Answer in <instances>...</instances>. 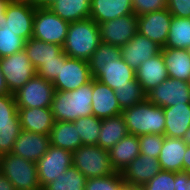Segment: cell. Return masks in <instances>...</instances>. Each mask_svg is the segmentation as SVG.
<instances>
[{
    "mask_svg": "<svg viewBox=\"0 0 190 190\" xmlns=\"http://www.w3.org/2000/svg\"><path fill=\"white\" fill-rule=\"evenodd\" d=\"M93 79L76 90L54 91L51 110L55 122H74L92 115Z\"/></svg>",
    "mask_w": 190,
    "mask_h": 190,
    "instance_id": "6da1fadb",
    "label": "cell"
},
{
    "mask_svg": "<svg viewBox=\"0 0 190 190\" xmlns=\"http://www.w3.org/2000/svg\"><path fill=\"white\" fill-rule=\"evenodd\" d=\"M102 43L98 24L91 18L69 22L63 52L70 58L88 61Z\"/></svg>",
    "mask_w": 190,
    "mask_h": 190,
    "instance_id": "7a4b0ae2",
    "label": "cell"
},
{
    "mask_svg": "<svg viewBox=\"0 0 190 190\" xmlns=\"http://www.w3.org/2000/svg\"><path fill=\"white\" fill-rule=\"evenodd\" d=\"M122 115L125 119L127 131L131 135H164L165 116L163 107L154 105L147 99L123 110Z\"/></svg>",
    "mask_w": 190,
    "mask_h": 190,
    "instance_id": "3957f363",
    "label": "cell"
},
{
    "mask_svg": "<svg viewBox=\"0 0 190 190\" xmlns=\"http://www.w3.org/2000/svg\"><path fill=\"white\" fill-rule=\"evenodd\" d=\"M0 173L16 190H42L38 181L37 164L13 153L0 156Z\"/></svg>",
    "mask_w": 190,
    "mask_h": 190,
    "instance_id": "277c9868",
    "label": "cell"
},
{
    "mask_svg": "<svg viewBox=\"0 0 190 190\" xmlns=\"http://www.w3.org/2000/svg\"><path fill=\"white\" fill-rule=\"evenodd\" d=\"M72 162L87 179L115 173L108 150L97 145H81L72 153Z\"/></svg>",
    "mask_w": 190,
    "mask_h": 190,
    "instance_id": "5b68a950",
    "label": "cell"
},
{
    "mask_svg": "<svg viewBox=\"0 0 190 190\" xmlns=\"http://www.w3.org/2000/svg\"><path fill=\"white\" fill-rule=\"evenodd\" d=\"M69 22L54 14L49 8L35 9L33 38L63 47Z\"/></svg>",
    "mask_w": 190,
    "mask_h": 190,
    "instance_id": "8992f818",
    "label": "cell"
},
{
    "mask_svg": "<svg viewBox=\"0 0 190 190\" xmlns=\"http://www.w3.org/2000/svg\"><path fill=\"white\" fill-rule=\"evenodd\" d=\"M14 94L0 96V156L11 153L21 131Z\"/></svg>",
    "mask_w": 190,
    "mask_h": 190,
    "instance_id": "52a82bcc",
    "label": "cell"
},
{
    "mask_svg": "<svg viewBox=\"0 0 190 190\" xmlns=\"http://www.w3.org/2000/svg\"><path fill=\"white\" fill-rule=\"evenodd\" d=\"M0 67L11 94L17 92L31 78L37 75V70L24 50L0 58Z\"/></svg>",
    "mask_w": 190,
    "mask_h": 190,
    "instance_id": "ba28073f",
    "label": "cell"
},
{
    "mask_svg": "<svg viewBox=\"0 0 190 190\" xmlns=\"http://www.w3.org/2000/svg\"><path fill=\"white\" fill-rule=\"evenodd\" d=\"M92 79L88 61L70 58L65 54L61 58L59 75L52 84L55 91L69 92L87 84Z\"/></svg>",
    "mask_w": 190,
    "mask_h": 190,
    "instance_id": "9c48e42d",
    "label": "cell"
},
{
    "mask_svg": "<svg viewBox=\"0 0 190 190\" xmlns=\"http://www.w3.org/2000/svg\"><path fill=\"white\" fill-rule=\"evenodd\" d=\"M54 91L52 82L36 75L14 93L17 108H51Z\"/></svg>",
    "mask_w": 190,
    "mask_h": 190,
    "instance_id": "30bf717a",
    "label": "cell"
},
{
    "mask_svg": "<svg viewBox=\"0 0 190 190\" xmlns=\"http://www.w3.org/2000/svg\"><path fill=\"white\" fill-rule=\"evenodd\" d=\"M146 99L163 108L190 105V87L187 81L168 78L149 91Z\"/></svg>",
    "mask_w": 190,
    "mask_h": 190,
    "instance_id": "8fae6325",
    "label": "cell"
},
{
    "mask_svg": "<svg viewBox=\"0 0 190 190\" xmlns=\"http://www.w3.org/2000/svg\"><path fill=\"white\" fill-rule=\"evenodd\" d=\"M38 181L43 188L55 181L73 165L72 152L50 145L47 152L37 161Z\"/></svg>",
    "mask_w": 190,
    "mask_h": 190,
    "instance_id": "7c38bea8",
    "label": "cell"
},
{
    "mask_svg": "<svg viewBox=\"0 0 190 190\" xmlns=\"http://www.w3.org/2000/svg\"><path fill=\"white\" fill-rule=\"evenodd\" d=\"M88 64L93 79L112 90L129 85V82L136 78V72L121 57L113 62Z\"/></svg>",
    "mask_w": 190,
    "mask_h": 190,
    "instance_id": "4fadbf2b",
    "label": "cell"
},
{
    "mask_svg": "<svg viewBox=\"0 0 190 190\" xmlns=\"http://www.w3.org/2000/svg\"><path fill=\"white\" fill-rule=\"evenodd\" d=\"M35 9L36 6L30 3L10 1L6 7V18L0 25V29H10L28 41L33 36Z\"/></svg>",
    "mask_w": 190,
    "mask_h": 190,
    "instance_id": "5bb4252c",
    "label": "cell"
},
{
    "mask_svg": "<svg viewBox=\"0 0 190 190\" xmlns=\"http://www.w3.org/2000/svg\"><path fill=\"white\" fill-rule=\"evenodd\" d=\"M134 13L98 24L102 43L125 46L138 32Z\"/></svg>",
    "mask_w": 190,
    "mask_h": 190,
    "instance_id": "9a60e30c",
    "label": "cell"
},
{
    "mask_svg": "<svg viewBox=\"0 0 190 190\" xmlns=\"http://www.w3.org/2000/svg\"><path fill=\"white\" fill-rule=\"evenodd\" d=\"M171 19L172 14L167 8L138 16V33L164 48L169 35Z\"/></svg>",
    "mask_w": 190,
    "mask_h": 190,
    "instance_id": "2e32d148",
    "label": "cell"
},
{
    "mask_svg": "<svg viewBox=\"0 0 190 190\" xmlns=\"http://www.w3.org/2000/svg\"><path fill=\"white\" fill-rule=\"evenodd\" d=\"M161 170L157 158L140 154L121 171V175L125 184L141 188Z\"/></svg>",
    "mask_w": 190,
    "mask_h": 190,
    "instance_id": "e0dca14e",
    "label": "cell"
},
{
    "mask_svg": "<svg viewBox=\"0 0 190 190\" xmlns=\"http://www.w3.org/2000/svg\"><path fill=\"white\" fill-rule=\"evenodd\" d=\"M160 52L159 45L137 32L125 46L121 47V58L136 72L143 62Z\"/></svg>",
    "mask_w": 190,
    "mask_h": 190,
    "instance_id": "ac0fdd59",
    "label": "cell"
},
{
    "mask_svg": "<svg viewBox=\"0 0 190 190\" xmlns=\"http://www.w3.org/2000/svg\"><path fill=\"white\" fill-rule=\"evenodd\" d=\"M50 145V135L21 130L11 153L37 163Z\"/></svg>",
    "mask_w": 190,
    "mask_h": 190,
    "instance_id": "d6986e66",
    "label": "cell"
},
{
    "mask_svg": "<svg viewBox=\"0 0 190 190\" xmlns=\"http://www.w3.org/2000/svg\"><path fill=\"white\" fill-rule=\"evenodd\" d=\"M122 114L115 92L93 79L92 115L104 119Z\"/></svg>",
    "mask_w": 190,
    "mask_h": 190,
    "instance_id": "ffe728a7",
    "label": "cell"
},
{
    "mask_svg": "<svg viewBox=\"0 0 190 190\" xmlns=\"http://www.w3.org/2000/svg\"><path fill=\"white\" fill-rule=\"evenodd\" d=\"M168 78L167 67L161 52L143 62L136 70V80L145 94Z\"/></svg>",
    "mask_w": 190,
    "mask_h": 190,
    "instance_id": "44dd1931",
    "label": "cell"
},
{
    "mask_svg": "<svg viewBox=\"0 0 190 190\" xmlns=\"http://www.w3.org/2000/svg\"><path fill=\"white\" fill-rule=\"evenodd\" d=\"M21 129L50 135L55 120L51 108H18Z\"/></svg>",
    "mask_w": 190,
    "mask_h": 190,
    "instance_id": "7402d4cb",
    "label": "cell"
},
{
    "mask_svg": "<svg viewBox=\"0 0 190 190\" xmlns=\"http://www.w3.org/2000/svg\"><path fill=\"white\" fill-rule=\"evenodd\" d=\"M133 13L129 0H91L90 17L97 24Z\"/></svg>",
    "mask_w": 190,
    "mask_h": 190,
    "instance_id": "603a6c76",
    "label": "cell"
},
{
    "mask_svg": "<svg viewBox=\"0 0 190 190\" xmlns=\"http://www.w3.org/2000/svg\"><path fill=\"white\" fill-rule=\"evenodd\" d=\"M24 51L36 70L46 62L60 61L65 55L62 46L47 43L33 37L25 41Z\"/></svg>",
    "mask_w": 190,
    "mask_h": 190,
    "instance_id": "cb8c5ba5",
    "label": "cell"
},
{
    "mask_svg": "<svg viewBox=\"0 0 190 190\" xmlns=\"http://www.w3.org/2000/svg\"><path fill=\"white\" fill-rule=\"evenodd\" d=\"M108 152L112 168L115 172H121L140 155L138 136L128 134Z\"/></svg>",
    "mask_w": 190,
    "mask_h": 190,
    "instance_id": "d4e9b609",
    "label": "cell"
},
{
    "mask_svg": "<svg viewBox=\"0 0 190 190\" xmlns=\"http://www.w3.org/2000/svg\"><path fill=\"white\" fill-rule=\"evenodd\" d=\"M187 144L183 139L165 136L158 162L163 171H183V158Z\"/></svg>",
    "mask_w": 190,
    "mask_h": 190,
    "instance_id": "484cf974",
    "label": "cell"
},
{
    "mask_svg": "<svg viewBox=\"0 0 190 190\" xmlns=\"http://www.w3.org/2000/svg\"><path fill=\"white\" fill-rule=\"evenodd\" d=\"M165 116L164 135L183 139L190 127V105H176L163 108Z\"/></svg>",
    "mask_w": 190,
    "mask_h": 190,
    "instance_id": "4316f807",
    "label": "cell"
},
{
    "mask_svg": "<svg viewBox=\"0 0 190 190\" xmlns=\"http://www.w3.org/2000/svg\"><path fill=\"white\" fill-rule=\"evenodd\" d=\"M169 78L188 81L190 77V55L187 49L161 48Z\"/></svg>",
    "mask_w": 190,
    "mask_h": 190,
    "instance_id": "83f0119b",
    "label": "cell"
},
{
    "mask_svg": "<svg viewBox=\"0 0 190 190\" xmlns=\"http://www.w3.org/2000/svg\"><path fill=\"white\" fill-rule=\"evenodd\" d=\"M129 133L122 114L102 119V125L97 141V146L110 150Z\"/></svg>",
    "mask_w": 190,
    "mask_h": 190,
    "instance_id": "f1b7e54d",
    "label": "cell"
},
{
    "mask_svg": "<svg viewBox=\"0 0 190 190\" xmlns=\"http://www.w3.org/2000/svg\"><path fill=\"white\" fill-rule=\"evenodd\" d=\"M52 146L74 152L82 145L80 135L77 132L74 122L57 121L50 133Z\"/></svg>",
    "mask_w": 190,
    "mask_h": 190,
    "instance_id": "f546056e",
    "label": "cell"
},
{
    "mask_svg": "<svg viewBox=\"0 0 190 190\" xmlns=\"http://www.w3.org/2000/svg\"><path fill=\"white\" fill-rule=\"evenodd\" d=\"M91 0H56L48 8L68 22H75L90 17Z\"/></svg>",
    "mask_w": 190,
    "mask_h": 190,
    "instance_id": "4dcf8cb0",
    "label": "cell"
},
{
    "mask_svg": "<svg viewBox=\"0 0 190 190\" xmlns=\"http://www.w3.org/2000/svg\"><path fill=\"white\" fill-rule=\"evenodd\" d=\"M165 47L175 49L190 47V18L172 16Z\"/></svg>",
    "mask_w": 190,
    "mask_h": 190,
    "instance_id": "1f68e13d",
    "label": "cell"
},
{
    "mask_svg": "<svg viewBox=\"0 0 190 190\" xmlns=\"http://www.w3.org/2000/svg\"><path fill=\"white\" fill-rule=\"evenodd\" d=\"M87 178L73 165L42 190H85Z\"/></svg>",
    "mask_w": 190,
    "mask_h": 190,
    "instance_id": "d6a6232c",
    "label": "cell"
},
{
    "mask_svg": "<svg viewBox=\"0 0 190 190\" xmlns=\"http://www.w3.org/2000/svg\"><path fill=\"white\" fill-rule=\"evenodd\" d=\"M114 92L122 111L135 104L142 103L146 99V94L136 78L130 81L129 85H123L115 89Z\"/></svg>",
    "mask_w": 190,
    "mask_h": 190,
    "instance_id": "836d02e7",
    "label": "cell"
},
{
    "mask_svg": "<svg viewBox=\"0 0 190 190\" xmlns=\"http://www.w3.org/2000/svg\"><path fill=\"white\" fill-rule=\"evenodd\" d=\"M82 145H97L102 119L94 115L78 118L74 121Z\"/></svg>",
    "mask_w": 190,
    "mask_h": 190,
    "instance_id": "e575fe53",
    "label": "cell"
},
{
    "mask_svg": "<svg viewBox=\"0 0 190 190\" xmlns=\"http://www.w3.org/2000/svg\"><path fill=\"white\" fill-rule=\"evenodd\" d=\"M25 40L10 29H0V58L24 50Z\"/></svg>",
    "mask_w": 190,
    "mask_h": 190,
    "instance_id": "d590c367",
    "label": "cell"
},
{
    "mask_svg": "<svg viewBox=\"0 0 190 190\" xmlns=\"http://www.w3.org/2000/svg\"><path fill=\"white\" fill-rule=\"evenodd\" d=\"M124 184L121 172H115L105 177L87 179L85 190H119Z\"/></svg>",
    "mask_w": 190,
    "mask_h": 190,
    "instance_id": "8d00e7d4",
    "label": "cell"
},
{
    "mask_svg": "<svg viewBox=\"0 0 190 190\" xmlns=\"http://www.w3.org/2000/svg\"><path fill=\"white\" fill-rule=\"evenodd\" d=\"M165 135L144 134L138 136L140 154L159 158Z\"/></svg>",
    "mask_w": 190,
    "mask_h": 190,
    "instance_id": "74e56055",
    "label": "cell"
},
{
    "mask_svg": "<svg viewBox=\"0 0 190 190\" xmlns=\"http://www.w3.org/2000/svg\"><path fill=\"white\" fill-rule=\"evenodd\" d=\"M121 57V47L101 43L88 60V63H107Z\"/></svg>",
    "mask_w": 190,
    "mask_h": 190,
    "instance_id": "f35d334b",
    "label": "cell"
},
{
    "mask_svg": "<svg viewBox=\"0 0 190 190\" xmlns=\"http://www.w3.org/2000/svg\"><path fill=\"white\" fill-rule=\"evenodd\" d=\"M175 172L163 171L158 172L150 181H148L142 190H175Z\"/></svg>",
    "mask_w": 190,
    "mask_h": 190,
    "instance_id": "ab89813d",
    "label": "cell"
},
{
    "mask_svg": "<svg viewBox=\"0 0 190 190\" xmlns=\"http://www.w3.org/2000/svg\"><path fill=\"white\" fill-rule=\"evenodd\" d=\"M133 13L142 16L167 8V0H132Z\"/></svg>",
    "mask_w": 190,
    "mask_h": 190,
    "instance_id": "60d3db41",
    "label": "cell"
},
{
    "mask_svg": "<svg viewBox=\"0 0 190 190\" xmlns=\"http://www.w3.org/2000/svg\"><path fill=\"white\" fill-rule=\"evenodd\" d=\"M167 10L174 17L190 18V0H167Z\"/></svg>",
    "mask_w": 190,
    "mask_h": 190,
    "instance_id": "b9f144b4",
    "label": "cell"
},
{
    "mask_svg": "<svg viewBox=\"0 0 190 190\" xmlns=\"http://www.w3.org/2000/svg\"><path fill=\"white\" fill-rule=\"evenodd\" d=\"M60 63L61 60L46 62L37 69V76L53 82L59 75Z\"/></svg>",
    "mask_w": 190,
    "mask_h": 190,
    "instance_id": "7bdbcfd3",
    "label": "cell"
},
{
    "mask_svg": "<svg viewBox=\"0 0 190 190\" xmlns=\"http://www.w3.org/2000/svg\"><path fill=\"white\" fill-rule=\"evenodd\" d=\"M175 190H190V173L188 172H175Z\"/></svg>",
    "mask_w": 190,
    "mask_h": 190,
    "instance_id": "ee69618b",
    "label": "cell"
},
{
    "mask_svg": "<svg viewBox=\"0 0 190 190\" xmlns=\"http://www.w3.org/2000/svg\"><path fill=\"white\" fill-rule=\"evenodd\" d=\"M0 190H16L14 185L0 173Z\"/></svg>",
    "mask_w": 190,
    "mask_h": 190,
    "instance_id": "f6af8a7d",
    "label": "cell"
},
{
    "mask_svg": "<svg viewBox=\"0 0 190 190\" xmlns=\"http://www.w3.org/2000/svg\"><path fill=\"white\" fill-rule=\"evenodd\" d=\"M183 171L190 173V145H187L183 158Z\"/></svg>",
    "mask_w": 190,
    "mask_h": 190,
    "instance_id": "bcb514c9",
    "label": "cell"
},
{
    "mask_svg": "<svg viewBox=\"0 0 190 190\" xmlns=\"http://www.w3.org/2000/svg\"><path fill=\"white\" fill-rule=\"evenodd\" d=\"M5 94H11V93L7 87L4 75H3L2 71H1V67H0V96L5 95Z\"/></svg>",
    "mask_w": 190,
    "mask_h": 190,
    "instance_id": "7dc6e473",
    "label": "cell"
},
{
    "mask_svg": "<svg viewBox=\"0 0 190 190\" xmlns=\"http://www.w3.org/2000/svg\"><path fill=\"white\" fill-rule=\"evenodd\" d=\"M10 3V0H0V25L6 18V7Z\"/></svg>",
    "mask_w": 190,
    "mask_h": 190,
    "instance_id": "c3c4849f",
    "label": "cell"
},
{
    "mask_svg": "<svg viewBox=\"0 0 190 190\" xmlns=\"http://www.w3.org/2000/svg\"><path fill=\"white\" fill-rule=\"evenodd\" d=\"M56 0H35V6L38 8H48Z\"/></svg>",
    "mask_w": 190,
    "mask_h": 190,
    "instance_id": "681fc988",
    "label": "cell"
},
{
    "mask_svg": "<svg viewBox=\"0 0 190 190\" xmlns=\"http://www.w3.org/2000/svg\"><path fill=\"white\" fill-rule=\"evenodd\" d=\"M183 141L187 144L190 145V127L187 129L185 132V135L183 137Z\"/></svg>",
    "mask_w": 190,
    "mask_h": 190,
    "instance_id": "f907efd6",
    "label": "cell"
},
{
    "mask_svg": "<svg viewBox=\"0 0 190 190\" xmlns=\"http://www.w3.org/2000/svg\"><path fill=\"white\" fill-rule=\"evenodd\" d=\"M119 190H142V189L134 187L132 185L124 184Z\"/></svg>",
    "mask_w": 190,
    "mask_h": 190,
    "instance_id": "816d5d0a",
    "label": "cell"
},
{
    "mask_svg": "<svg viewBox=\"0 0 190 190\" xmlns=\"http://www.w3.org/2000/svg\"><path fill=\"white\" fill-rule=\"evenodd\" d=\"M11 2L30 3L35 5V0H10Z\"/></svg>",
    "mask_w": 190,
    "mask_h": 190,
    "instance_id": "f5cc1de1",
    "label": "cell"
},
{
    "mask_svg": "<svg viewBox=\"0 0 190 190\" xmlns=\"http://www.w3.org/2000/svg\"><path fill=\"white\" fill-rule=\"evenodd\" d=\"M187 51L189 52V55H190V47L187 48Z\"/></svg>",
    "mask_w": 190,
    "mask_h": 190,
    "instance_id": "db71d44e",
    "label": "cell"
},
{
    "mask_svg": "<svg viewBox=\"0 0 190 190\" xmlns=\"http://www.w3.org/2000/svg\"><path fill=\"white\" fill-rule=\"evenodd\" d=\"M187 82H188V84H189V87H190V77H189V79H188V81H187Z\"/></svg>",
    "mask_w": 190,
    "mask_h": 190,
    "instance_id": "11a10c76",
    "label": "cell"
}]
</instances>
